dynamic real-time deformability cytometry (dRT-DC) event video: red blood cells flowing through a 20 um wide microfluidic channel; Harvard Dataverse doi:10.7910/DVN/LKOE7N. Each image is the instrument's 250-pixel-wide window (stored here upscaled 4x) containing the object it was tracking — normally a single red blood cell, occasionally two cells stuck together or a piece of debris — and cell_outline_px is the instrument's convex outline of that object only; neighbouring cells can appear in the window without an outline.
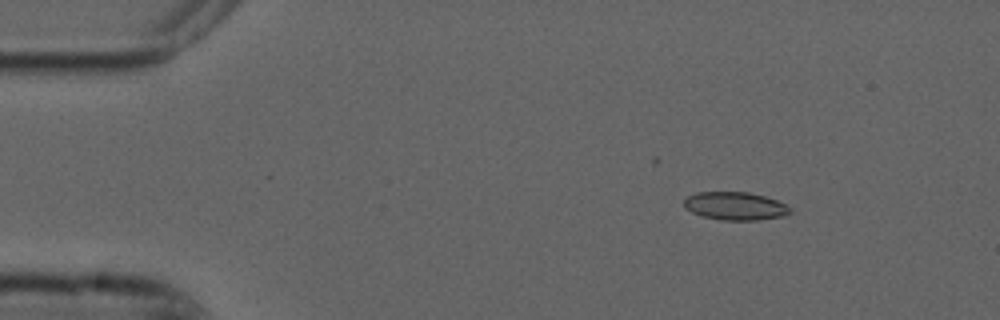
{"species": "common noctule bat (a hibernating species)", "species_latin": "Nyctalus noctula", "temperature_condition": "cold", "stored_images_in_passage": 7, "camera_frame_rate_fps": 3000, "um_per_image_px": 0.085, "animal": {"sex": "male", "forearm_length_mm": 52.5}, "frame": {"image": 1, "passage_image": 1, "time_ms": 0.0, "image_size_px": [1000, 320], "cell_outline_px": [[792, 212], [784, 216], [756, 220], [720, 220], [704, 216], [692, 212], [684, 208], [684, 200], [688, 196], [696, 192], [748, 192], [764, 196], [776, 200], [792, 208]], "centroid_in_image_um": [62.5, 17.51], "position_along_channel_um": 22.5, "area_um2": 17.34}}
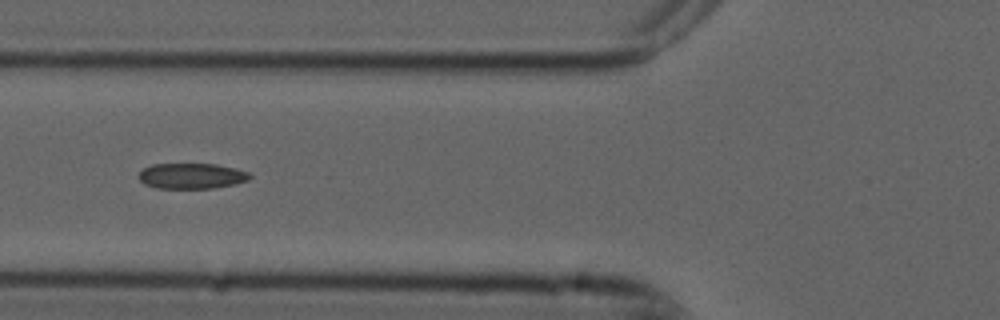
{"frame": {"image": 2, "passage_image": 4, "time_ms": 1.0, "image_size_px": [1000, 320], "cell_outline_px": [[252, 176], [248, 180], [236, 184], [212, 188], [156, 188], [144, 184], [140, 180], [140, 172], [144, 168], [152, 164], [216, 164], [236, 168], [248, 172]], "centroid_in_image_um": [16.31, 14.95], "position_along_channel_um": 109.5, "area_um2": 16.53}}
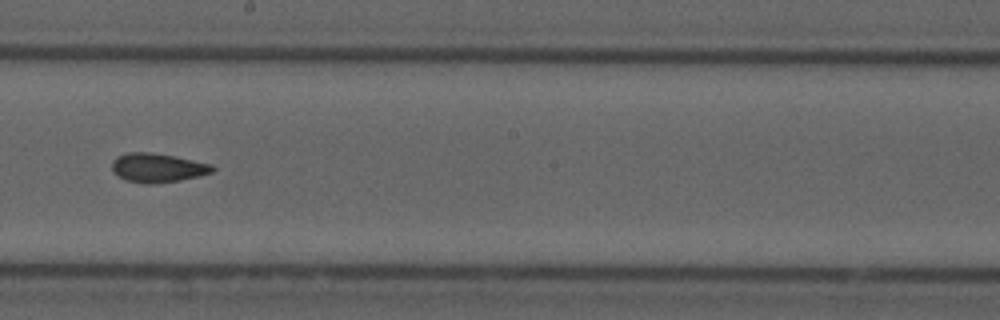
{"frame": {"image": 3, "passage_image": 7, "time_ms": 2.0, "image_size_px": [1000, 320], "cell_outline_px": [[216, 168], [212, 172], [200, 176], [180, 180], [152, 184], [144, 184], [128, 180], [112, 172], [112, 160], [116, 156], [128, 152], [152, 152], [212, 164]], "centroid_in_image_um": [13.38, 14.26], "position_along_channel_um": 234.8, "area_um2": 16.99}}